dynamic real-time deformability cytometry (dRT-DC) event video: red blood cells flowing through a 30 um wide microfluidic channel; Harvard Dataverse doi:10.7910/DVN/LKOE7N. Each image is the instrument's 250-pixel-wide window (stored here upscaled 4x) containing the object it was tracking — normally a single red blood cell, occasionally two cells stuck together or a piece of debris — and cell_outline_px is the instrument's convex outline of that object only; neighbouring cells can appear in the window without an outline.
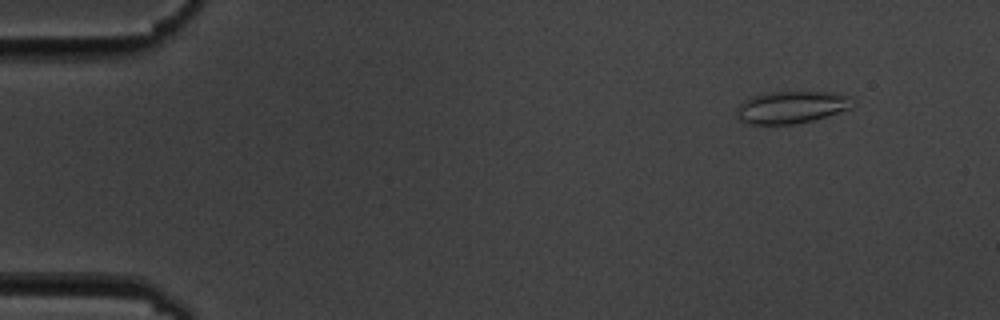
{"species": "common noctule bat (a hibernating species)", "species_latin": "Nyctalus noctula", "temperature_condition": "cold", "stored_images_in_passage": 5, "camera_frame_rate_fps": 3000, "um_per_image_px": 0.085, "animal": {"sex": "male", "body_mass_g": 19.5, "forearm_length_mm": 54.6}, "frame": {"image": 1, "passage_image": 2, "time_ms": 1.0, "image_size_px": [1000, 320], "cell_outline_px": [[852, 108], [812, 120], [792, 124], [748, 124], [740, 120], [736, 116], [736, 108], [744, 100], [752, 96], [768, 92], [832, 92], [848, 96]], "centroid_in_image_um": [67.2, 9.11], "position_along_channel_um": 17.8, "area_um2": 21.56}}
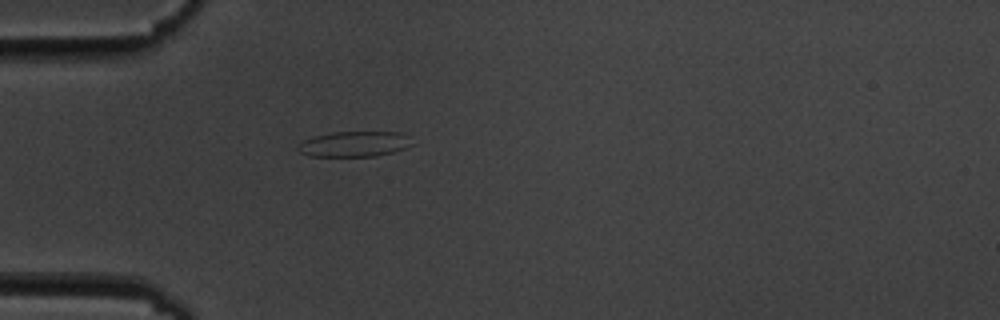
{"frame": {"image": 2, "passage_image": 5, "time_ms": 4.667, "image_size_px": [1000, 320], "cell_outline_px": [[412, 144], [404, 148], [392, 152], [376, 156], [308, 156], [300, 152], [296, 148], [304, 140], [316, 136], [332, 132], [400, 132]], "centroid_in_image_um": [30.06, 12.25], "position_along_channel_um": 54.9, "area_um2": 16.53}}